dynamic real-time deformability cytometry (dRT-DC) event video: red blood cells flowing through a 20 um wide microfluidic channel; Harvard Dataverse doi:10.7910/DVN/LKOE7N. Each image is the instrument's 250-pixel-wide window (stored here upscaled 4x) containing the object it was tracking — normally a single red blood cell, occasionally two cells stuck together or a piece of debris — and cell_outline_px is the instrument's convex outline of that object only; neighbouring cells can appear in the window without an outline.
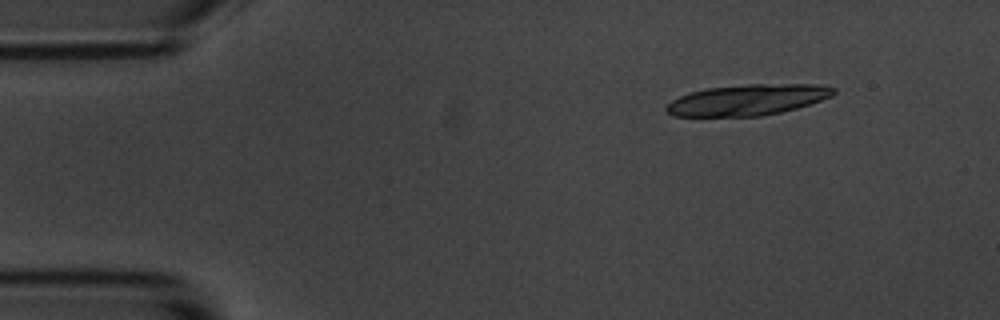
{"species": "common noctule bat (a hibernating species)", "species_latin": "Nyctalus noctula", "temperature_condition": "room temperature", "stored_images_in_passage": 5, "camera_frame_rate_fps": 3000, "um_per_image_px": 0.085, "animal": {"sex": "male", "body_mass_g": 20.1, "forearm_length_mm": 53.5}, "frame": {"image": 1, "passage_image": 1, "time_ms": 0.0, "image_size_px": [1000, 320], "cell_outline_px": [[836, 92], [832, 96], [796, 108], [780, 112], [760, 116], [672, 116], [664, 108], [672, 100], [688, 92], [708, 88], [748, 84], [816, 84], [836, 88]], "centroid_in_image_um": [63.53, 8.48], "position_along_channel_um": 21.5, "area_um2": 30.0}}